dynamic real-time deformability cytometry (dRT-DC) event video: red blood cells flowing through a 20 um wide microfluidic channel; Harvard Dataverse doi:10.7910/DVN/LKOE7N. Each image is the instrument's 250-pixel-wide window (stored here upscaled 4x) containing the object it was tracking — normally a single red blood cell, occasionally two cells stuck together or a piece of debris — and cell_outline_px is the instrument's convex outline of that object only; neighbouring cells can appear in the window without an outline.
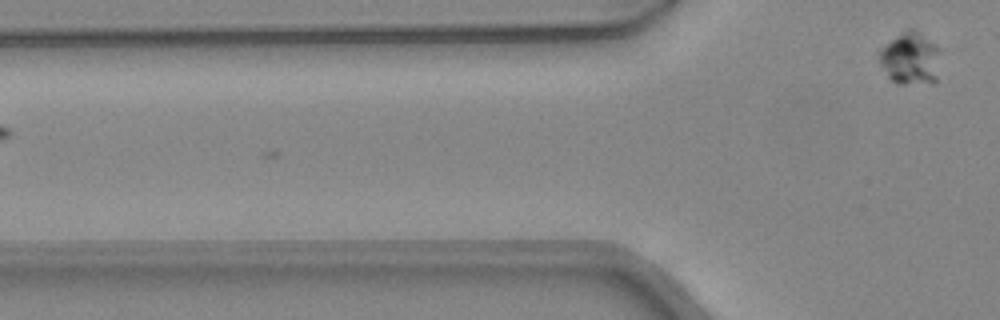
{"species": "common noctule bat (a hibernating species)", "species_latin": "Nyctalus noctula", "temperature_condition": "warm", "stored_images_in_passage": 4, "camera_frame_rate_fps": 3000, "um_per_image_px": 0.085, "animal": {"sex": "female", "body_mass_g": 24.6, "forearm_length_mm": 56.2}, "frame": {"image": 1, "passage_image": 4, "time_ms": 1.0, "image_size_px": [1000, 320], "cell_outline_px": [[940, 48], [936, 80], [904, 84], [896, 84], [888, 76], [880, 64], [880, 48], [896, 36], [908, 28], [912, 28], [920, 32], [936, 44]], "centroid_in_image_um": [77.37, 4.93], "position_along_channel_um": 48.4, "area_um2": 18.44}}